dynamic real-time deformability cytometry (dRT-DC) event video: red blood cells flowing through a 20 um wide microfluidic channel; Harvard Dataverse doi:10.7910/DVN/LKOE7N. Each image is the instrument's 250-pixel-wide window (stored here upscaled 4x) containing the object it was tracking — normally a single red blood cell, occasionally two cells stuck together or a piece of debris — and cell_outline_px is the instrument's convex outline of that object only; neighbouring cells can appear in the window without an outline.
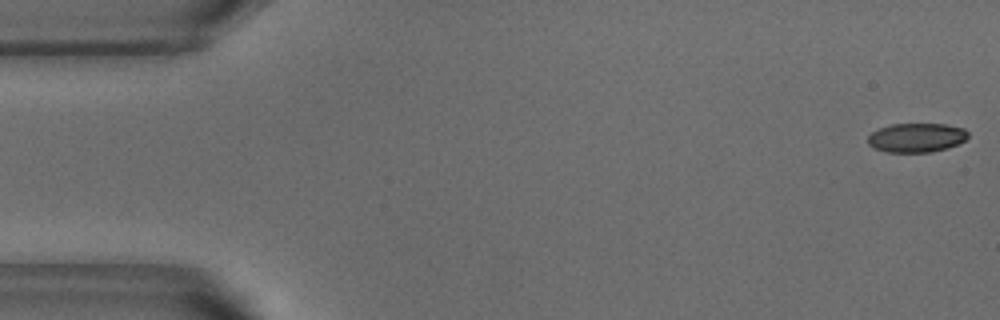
{"species": "common noctule bat (a hibernating species)", "species_latin": "Nyctalus noctula", "temperature_condition": "warm", "stored_images_in_passage": 52, "camera_frame_rate_fps": 3000, "um_per_image_px": 0.085, "animal": {"sex": "male", "body_mass_g": 18.8}, "frame": {"image": 1, "passage_image": 1, "time_ms": 0.0, "image_size_px": [1000, 320], "cell_outline_px": [[968, 136], [964, 140], [948, 148], [932, 152], [888, 152], [876, 148], [868, 144], [868, 136], [872, 132], [880, 128], [892, 124], [944, 124], [964, 128], [968, 132]], "centroid_in_image_um": [77.91, 11.7], "position_along_channel_um": 7.1, "area_um2": 16.88}}
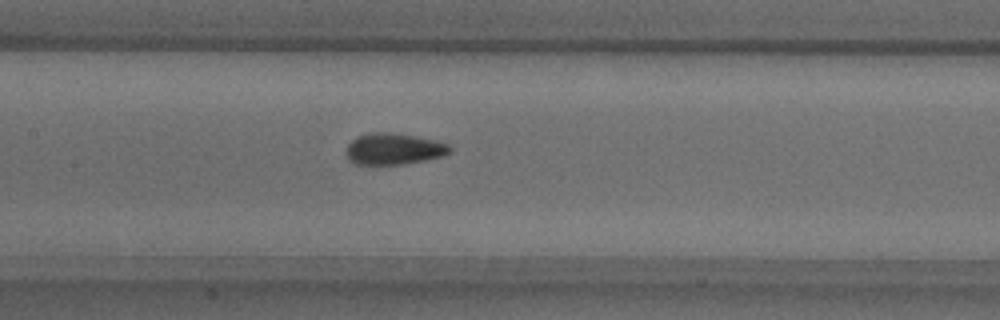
{"frame": {"image": 2, "passage_image": 24, "time_ms": 7.667, "image_size_px": [1000, 320], "cell_outline_px": [[452, 152], [444, 156], [404, 164], [356, 164], [348, 160], [348, 144], [352, 140], [368, 132], [392, 132], [416, 136], [436, 140], [448, 144], [452, 148]], "centroid_in_image_um": [33.52, 12.65], "position_along_channel_um": 173.9, "area_um2": 18.96}}
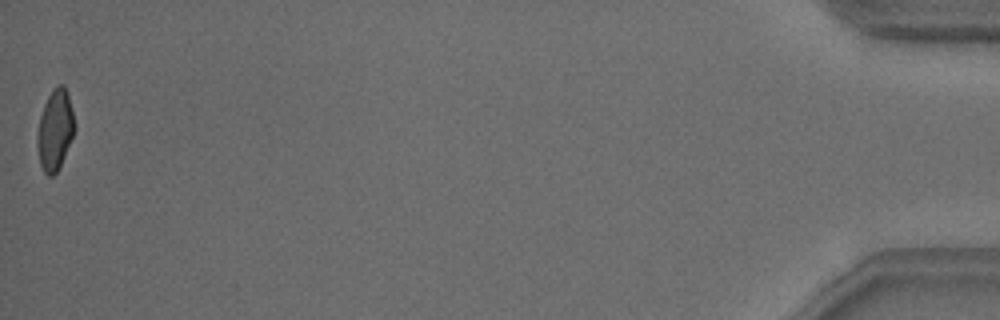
{"frame": {"image": 3, "passage_image": 52, "time_ms": 17.0, "image_size_px": [1000, 320], "cell_outline_px": [[76, 128], [64, 156], [56, 172], [52, 176], [48, 176], [44, 172], [40, 164], [36, 140], [36, 136], [40, 116], [44, 104], [52, 88], [60, 84], [64, 84], [68, 92]], "centroid_in_image_um": [4.67, 11.01], "position_along_channel_um": 430.5, "area_um2": 17.51}, "authors_computed_cell_mechanics": {"area_um2": 18.4382, "velocity_mm_per_s": 3.8324, "shape_relaxation_time_tau1_ms": 7.1419, "shape_relaxation_time_tau2_ms": 1.0448, "deformation_change_tau1": 0.1761, "deformation_change_tau2": 0.0771}}